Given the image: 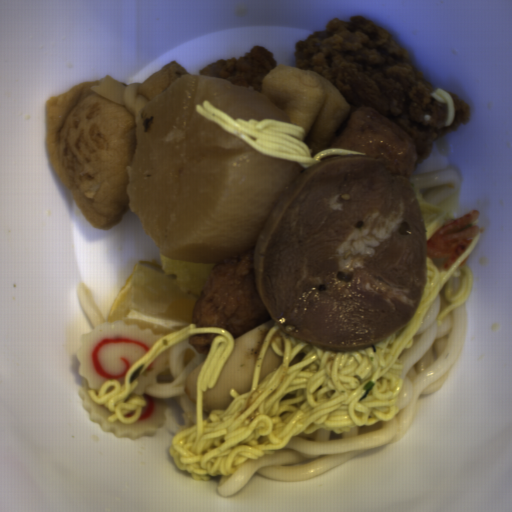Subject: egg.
Returning <instances> with one entry per match:
<instances>
[{
    "label": "egg",
    "instance_id": "1",
    "mask_svg": "<svg viewBox=\"0 0 512 512\" xmlns=\"http://www.w3.org/2000/svg\"><path fill=\"white\" fill-rule=\"evenodd\" d=\"M277 324L272 317L264 324L234 339L232 354L226 361L216 384L203 393L202 411L209 417L215 409H226L233 397L231 390L238 394L250 392L253 372L261 343L268 332Z\"/></svg>",
    "mask_w": 512,
    "mask_h": 512
},
{
    "label": "egg",
    "instance_id": "2",
    "mask_svg": "<svg viewBox=\"0 0 512 512\" xmlns=\"http://www.w3.org/2000/svg\"><path fill=\"white\" fill-rule=\"evenodd\" d=\"M283 363V356L278 355L269 345L265 357L262 362L261 375L259 382L266 378L268 375L280 368Z\"/></svg>",
    "mask_w": 512,
    "mask_h": 512
},
{
    "label": "egg",
    "instance_id": "3",
    "mask_svg": "<svg viewBox=\"0 0 512 512\" xmlns=\"http://www.w3.org/2000/svg\"><path fill=\"white\" fill-rule=\"evenodd\" d=\"M204 363V362H203ZM202 364L191 369L185 376L184 387L186 394L197 405L198 378Z\"/></svg>",
    "mask_w": 512,
    "mask_h": 512
}]
</instances>
